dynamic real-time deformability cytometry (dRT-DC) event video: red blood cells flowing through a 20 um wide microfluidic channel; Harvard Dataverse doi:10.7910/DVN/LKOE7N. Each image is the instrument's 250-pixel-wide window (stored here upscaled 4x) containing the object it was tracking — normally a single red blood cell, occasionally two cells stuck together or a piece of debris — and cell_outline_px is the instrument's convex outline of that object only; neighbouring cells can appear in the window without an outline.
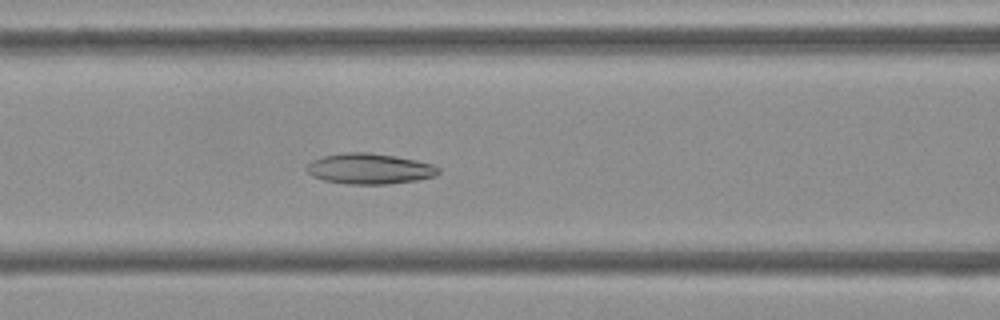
{"species": "Egyptian fruit bat (a non-hibernating species)", "species_latin": "Rousettus aegyptiacus", "temperature_condition": "cold", "stored_images_in_passage": 52, "camera_frame_rate_fps": 3000, "um_per_image_px": 0.085, "frame": {"image": 1, "passage_image": 21, "time_ms": 6.667, "image_size_px": [1000, 320], "cell_outline_px": [[440, 172], [436, 176], [416, 180], [384, 184], [348, 184], [324, 180], [312, 176], [304, 168], [312, 160], [320, 156], [344, 152], [368, 152], [396, 156], [416, 160], [432, 164], [440, 168]], "centroid_in_image_um": [31.39, 14.33], "position_along_channel_um": 135.2, "area_um2": 23.64}}
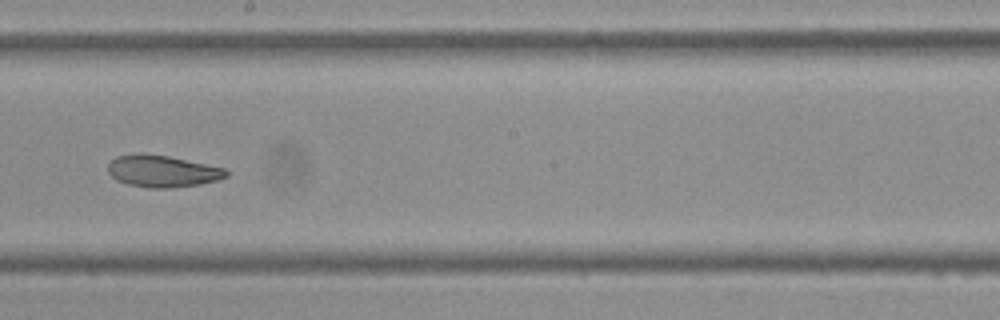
{"frame": {"image": 2, "passage_image": 29, "time_ms": 9.333, "image_size_px": [1000, 320], "cell_outline_px": [[228, 176], [216, 180], [200, 184], [172, 188], [152, 188], [128, 184], [116, 180], [108, 172], [108, 164], [116, 156], [140, 152], [144, 152], [168, 156], [224, 168], [228, 172]], "centroid_in_image_um": [13.77, 14.54], "position_along_channel_um": 234.4, "area_um2": 21.96}}
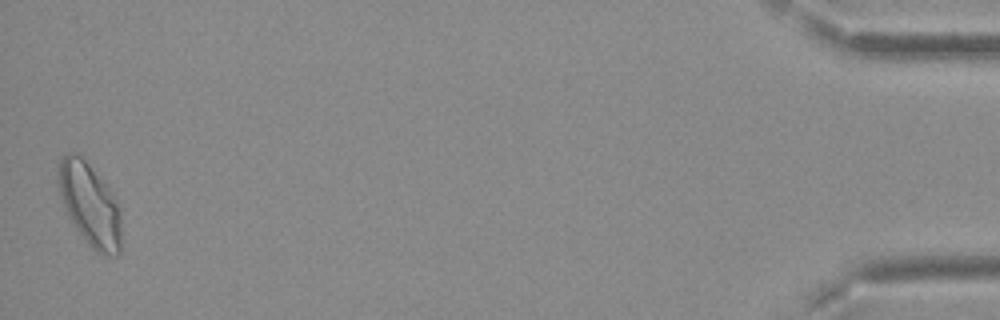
{"frame": {"image": 3, "passage_image": 52, "time_ms": 17.0, "image_size_px": [1000, 320], "cell_outline_px": [[120, 252], [116, 256], [104, 256], [96, 252], [88, 244], [68, 216], [64, 208], [60, 196], [56, 180], [60, 160], [68, 152], [80, 152], [108, 188], [116, 204], [120, 216]], "centroid_in_image_um": [7.59, 17.36], "position_along_channel_um": 427.6, "area_um2": 30.29}, "authors_computed_cell_mechanics": {"area_um2": 24.5072, "velocity_mm_per_s": 3.7256, "shape_relaxation_time_tau1_ms": null, "shape_relaxation_time_tau2_ms": 5.3147, "deformation_change_tau1": null, "deformation_change_tau2": 0.1159}}